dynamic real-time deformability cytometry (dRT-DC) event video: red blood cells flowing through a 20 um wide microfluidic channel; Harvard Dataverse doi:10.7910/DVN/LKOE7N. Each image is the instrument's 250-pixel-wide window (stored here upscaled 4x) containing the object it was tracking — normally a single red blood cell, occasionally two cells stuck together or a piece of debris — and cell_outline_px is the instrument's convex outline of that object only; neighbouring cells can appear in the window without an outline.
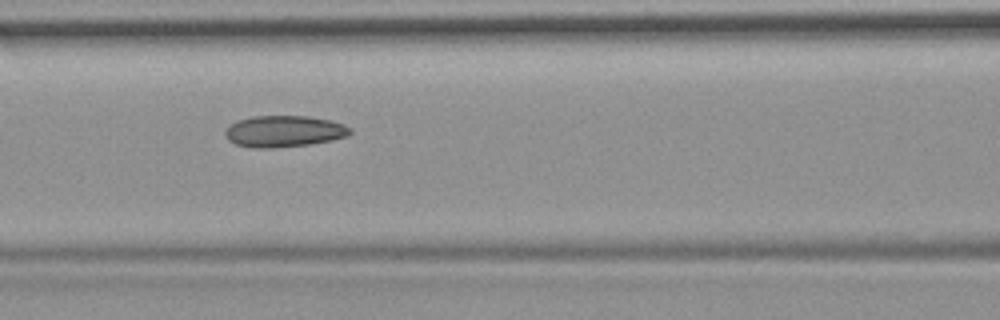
{"species": "common noctule bat (a hibernating species)", "species_latin": "Nyctalus noctula", "temperature_condition": "room temperature", "stored_images_in_passage": 55, "camera_frame_rate_fps": 3000, "um_per_image_px": 0.085, "animal": {"sex": "female", "body_mass_g": 19.9}, "frame": {"image": 1, "passage_image": 24, "time_ms": 7.667, "image_size_px": [1000, 320], "cell_outline_px": [[352, 132], [348, 136], [332, 140], [308, 144], [272, 148], [252, 148], [236, 144], [228, 140], [224, 132], [228, 124], [236, 120], [252, 116], [308, 116], [332, 120], [344, 124], [352, 128]], "centroid_in_image_um": [24.13, 11.15], "position_along_channel_um": 142.5, "area_um2": 23.18}, "authors_computed_cell_mechanics": {"area_um2": 22.831, "velocity_mm_per_s": 3.6876, "shape_relaxation_time_tau1_ms": null, "shape_relaxation_time_tau2_ms": 6.8004, "deformation_change_tau1": null, "deformation_change_tau2": 0.1282}}